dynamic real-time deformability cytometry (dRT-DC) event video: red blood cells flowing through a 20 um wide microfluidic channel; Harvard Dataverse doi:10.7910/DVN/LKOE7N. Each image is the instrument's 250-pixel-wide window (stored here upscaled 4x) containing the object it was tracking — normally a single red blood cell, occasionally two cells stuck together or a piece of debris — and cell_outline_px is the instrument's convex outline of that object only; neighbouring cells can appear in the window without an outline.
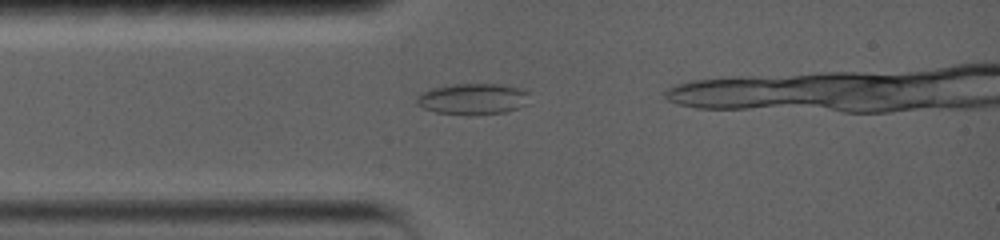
{"species": "common noctule bat (a hibernating species)", "species_latin": "Nyctalus noctula", "temperature_condition": "warm", "stored_images_in_passage": 4, "camera_frame_rate_fps": 5000, "um_per_image_px": 0.085, "animal": {"sex": "female", "body_mass_g": 19.0, "forearm_length_mm": 56.7}, "frame": {"image": 1, "passage_image": 2, "time_ms": 0.8, "image_size_px": [1000, 240], "cell_outline_px": [[528, 104], [504, 112], [468, 116], [436, 112], [424, 108], [416, 104], [416, 96], [432, 88], [452, 84], [500, 84], [520, 88], [528, 92]], "centroid_in_image_um": [40.18, 8.42], "position_along_channel_um": 44.8, "area_um2": 20.58}}